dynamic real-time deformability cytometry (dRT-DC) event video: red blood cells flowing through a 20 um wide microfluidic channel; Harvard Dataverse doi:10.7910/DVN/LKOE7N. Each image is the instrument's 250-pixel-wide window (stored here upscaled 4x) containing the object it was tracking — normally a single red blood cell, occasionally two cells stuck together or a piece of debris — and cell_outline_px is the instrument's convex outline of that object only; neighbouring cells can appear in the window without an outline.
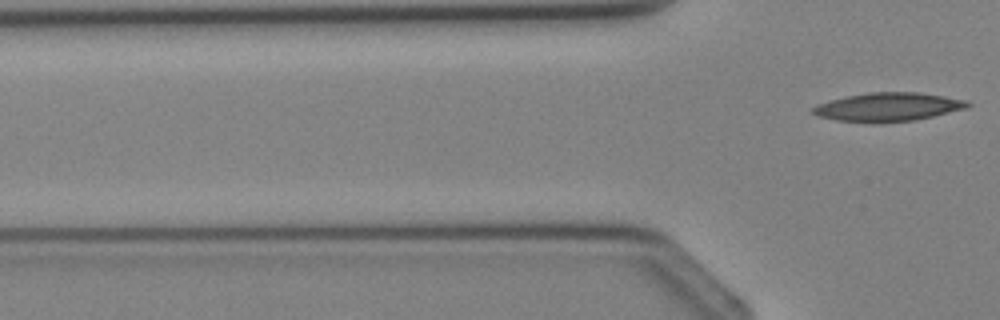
{"species": "Egyptian fruit bat (a non-hibernating species)", "species_latin": "Rousettus aegyptiacus", "temperature_condition": "cold", "stored_images_in_passage": 2, "camera_frame_rate_fps": 3000, "um_per_image_px": 0.085, "animal": {"sex": "female"}, "frame": {"image": 1, "passage_image": 2, "time_ms": 1.333, "image_size_px": [1000, 320], "cell_outline_px": [[972, 104], [968, 108], [916, 120], [880, 124], [872, 124], [836, 120], [816, 116], [812, 112], [812, 108], [816, 104], [848, 96], [868, 92], [920, 92], [968, 100]], "centroid_in_image_um": [75.5, 9.11], "position_along_channel_um": 50.3, "area_um2": 26.3}}